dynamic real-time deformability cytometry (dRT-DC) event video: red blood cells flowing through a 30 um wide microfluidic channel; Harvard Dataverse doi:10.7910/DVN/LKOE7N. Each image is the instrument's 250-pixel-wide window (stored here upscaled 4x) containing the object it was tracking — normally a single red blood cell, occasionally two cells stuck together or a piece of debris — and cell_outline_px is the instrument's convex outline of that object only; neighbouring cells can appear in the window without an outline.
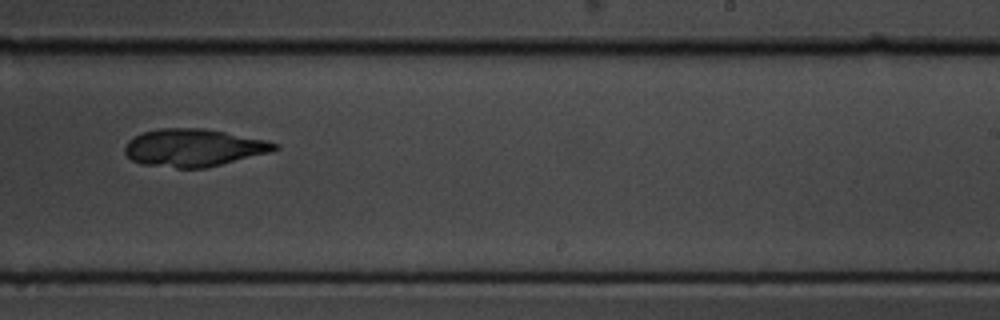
{"species": "common noctule bat (a hibernating species)", "species_latin": "Nyctalus noctula", "temperature_condition": "cold", "stored_images_in_passage": 9, "camera_frame_rate_fps": 3000, "um_per_image_px": 0.085, "animal": {"sex": "male", "body_mass_g": 19.5, "forearm_length_mm": 54.6}, "frame": {"image": 1, "passage_image": 7, "time_ms": 2.0, "image_size_px": [1000, 320], "cell_outline_px": [[280, 148], [268, 152], [204, 168], [176, 168], [140, 164], [132, 160], [124, 152], [124, 148], [128, 140], [144, 132], [160, 128], [204, 128], [268, 140], [280, 144]], "centroid_in_image_um": [16.44, 12.55], "position_along_channel_um": 272.6, "area_um2": 32.66}}
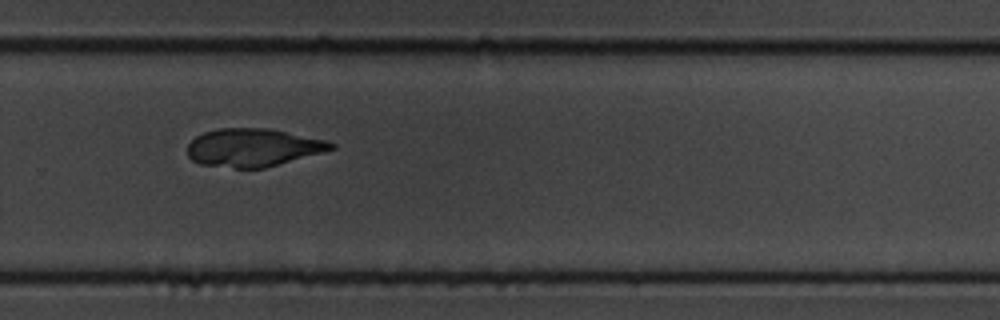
{"frame": {"image": 2, "passage_image": 8, "time_ms": 2.333, "image_size_px": [1000, 320], "cell_outline_px": [[336, 148], [324, 152], [264, 168], [232, 168], [200, 164], [192, 160], [188, 156], [188, 144], [196, 136], [204, 132], [220, 128], [268, 128], [328, 140], [336, 144]], "centroid_in_image_um": [21.53, 12.54], "position_along_channel_um": 308.3, "area_um2": 31.96}}
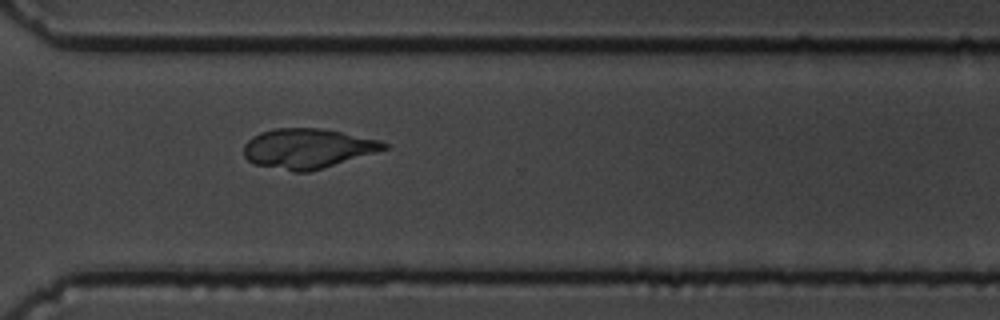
{"frame": {"image": 3, "passage_image": 9, "time_ms": 2.667, "image_size_px": [1000, 320], "cell_outline_px": [[388, 148], [376, 152], [308, 172], [292, 172], [256, 164], [248, 160], [244, 156], [244, 144], [252, 136], [260, 132], [276, 128], [324, 128], [380, 140], [388, 144]], "centroid_in_image_um": [26.13, 12.61], "position_along_channel_um": 344.5, "area_um2": 32.43}}